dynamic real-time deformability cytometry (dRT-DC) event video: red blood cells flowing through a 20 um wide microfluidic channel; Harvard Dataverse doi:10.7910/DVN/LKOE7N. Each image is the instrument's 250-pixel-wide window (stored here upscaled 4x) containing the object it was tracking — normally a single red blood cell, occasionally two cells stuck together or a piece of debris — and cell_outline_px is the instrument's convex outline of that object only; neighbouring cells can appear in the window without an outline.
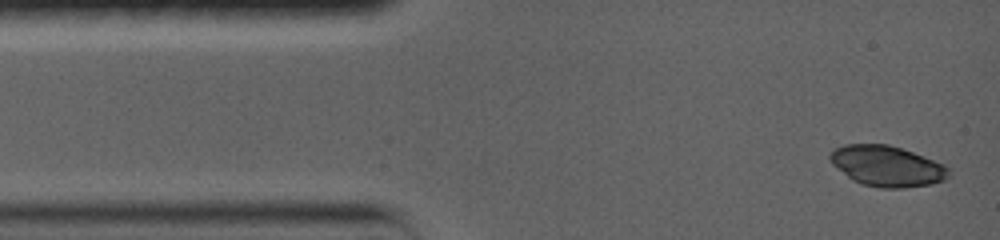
{"species": "common noctule bat (a hibernating species)", "species_latin": "Nyctalus noctula", "temperature_condition": "warm", "stored_images_in_passage": 6, "camera_frame_rate_fps": 5000, "um_per_image_px": 0.085, "animal": {"sex": "female", "body_mass_g": 19.0, "forearm_length_mm": 56.7}, "frame": {"image": 1, "passage_image": 1, "time_ms": 0.0, "image_size_px": [1000, 240], "cell_outline_px": [[948, 176], [944, 180], [932, 184], [904, 188], [880, 188], [864, 184], [852, 180], [832, 164], [828, 160], [828, 156], [832, 148], [844, 144], [888, 144], [924, 156], [944, 164], [948, 168]], "centroid_in_image_um": [75.35, 14.11], "position_along_channel_um": 9.7, "area_um2": 28.21}}